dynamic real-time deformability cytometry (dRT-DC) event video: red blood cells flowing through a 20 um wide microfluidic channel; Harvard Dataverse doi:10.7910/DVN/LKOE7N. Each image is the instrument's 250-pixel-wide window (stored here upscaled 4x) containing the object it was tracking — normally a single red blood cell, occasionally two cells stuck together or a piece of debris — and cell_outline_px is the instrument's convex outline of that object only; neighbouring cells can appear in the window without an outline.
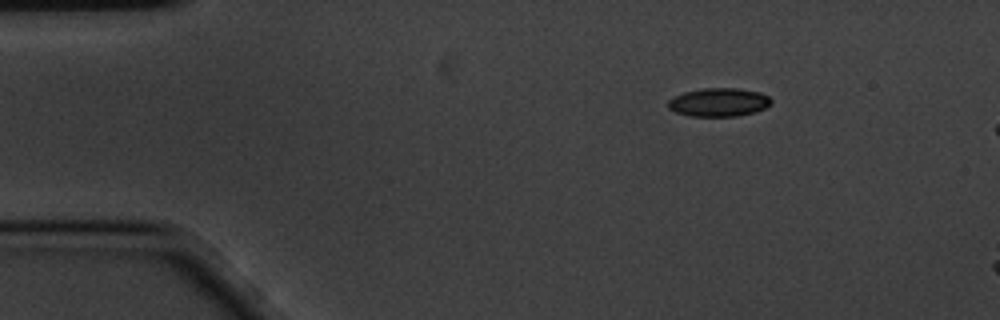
{"species": "common noctule bat (a hibernating species)", "species_latin": "Nyctalus noctula", "temperature_condition": "cold", "stored_images_in_passage": 4, "camera_frame_rate_fps": 3000, "um_per_image_px": 0.085, "animal": {"sex": "male", "body_mass_g": 20.1, "forearm_length_mm": 53.5}, "frame": {"image": 1, "passage_image": 1, "time_ms": 0.0, "image_size_px": [1000, 320], "cell_outline_px": [[772, 100], [764, 108], [756, 112], [736, 116], [688, 116], [676, 112], [668, 108], [668, 100], [684, 92], [704, 88], [736, 88], [760, 92], [768, 96]], "centroid_in_image_um": [61.09, 8.69], "position_along_channel_um": 23.9, "area_um2": 16.99}}